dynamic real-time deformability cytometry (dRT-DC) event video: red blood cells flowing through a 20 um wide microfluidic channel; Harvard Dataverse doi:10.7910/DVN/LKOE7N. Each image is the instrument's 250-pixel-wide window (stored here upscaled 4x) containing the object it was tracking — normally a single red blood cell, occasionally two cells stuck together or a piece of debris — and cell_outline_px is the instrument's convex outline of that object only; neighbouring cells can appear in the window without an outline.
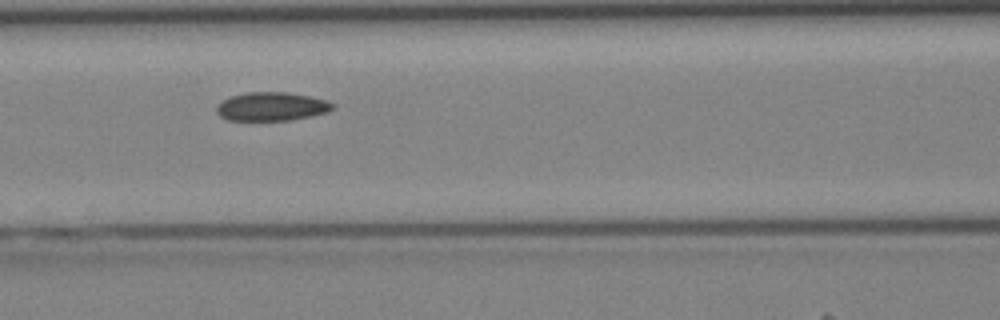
{"species": "Egyptian fruit bat (a non-hibernating species)", "species_latin": "Rousettus aegyptiacus", "temperature_condition": "cold", "stored_images_in_passage": 27, "camera_frame_rate_fps": 3000, "um_per_image_px": 0.085, "animal": {"sex": "female"}, "frame": {"image": 1, "passage_image": 5, "time_ms": 1.333, "image_size_px": [1000, 320], "cell_outline_px": [[336, 108], [328, 112], [312, 116], [292, 120], [228, 120], [220, 116], [216, 112], [216, 104], [232, 96], [248, 92], [284, 92], [308, 96], [328, 100], [336, 104]], "centroid_in_image_um": [23.13, 9.06], "position_along_channel_um": 143.5, "area_um2": 19.48}}
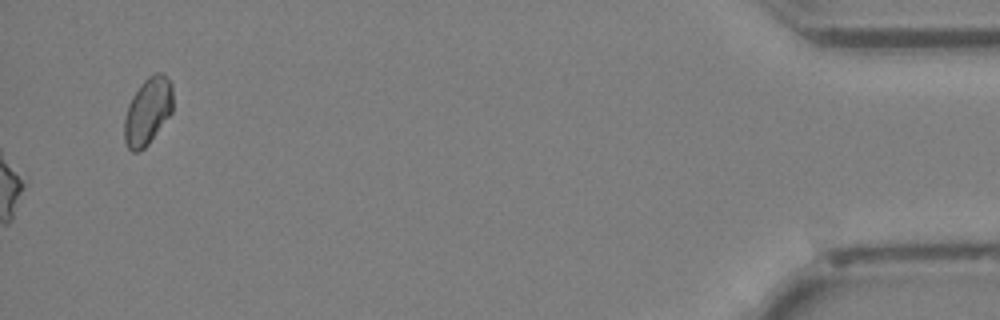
{"frame": {"image": 2, "passage_image": 27, "time_ms": 8.667, "image_size_px": [1000, 320], "cell_outline_px": [[172, 112], [148, 144], [140, 152], [132, 152], [128, 148], [124, 140], [124, 120], [128, 104], [132, 96], [140, 84], [148, 76], [156, 72], [164, 72], [172, 84]], "centroid_in_image_um": [12.55, 9.44], "position_along_channel_um": 422.6, "area_um2": 19.13}}